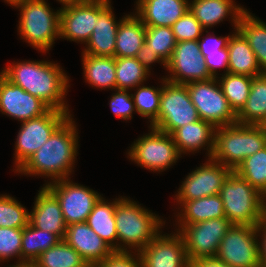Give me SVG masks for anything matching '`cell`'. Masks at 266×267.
Returning <instances> with one entry per match:
<instances>
[{"label":"cell","mask_w":266,"mask_h":267,"mask_svg":"<svg viewBox=\"0 0 266 267\" xmlns=\"http://www.w3.org/2000/svg\"><path fill=\"white\" fill-rule=\"evenodd\" d=\"M70 115L50 138L17 171L24 175H40L51 182L70 178L78 153V131ZM53 180V181H52Z\"/></svg>","instance_id":"6da1fadb"},{"label":"cell","mask_w":266,"mask_h":267,"mask_svg":"<svg viewBox=\"0 0 266 267\" xmlns=\"http://www.w3.org/2000/svg\"><path fill=\"white\" fill-rule=\"evenodd\" d=\"M64 70L49 61L14 62L1 73L13 84L40 98L50 108L70 113L64 97L67 96L69 78Z\"/></svg>","instance_id":"7a4b0ae2"},{"label":"cell","mask_w":266,"mask_h":267,"mask_svg":"<svg viewBox=\"0 0 266 267\" xmlns=\"http://www.w3.org/2000/svg\"><path fill=\"white\" fill-rule=\"evenodd\" d=\"M163 224L165 221L161 217L124 196L115 209L117 251L139 252L162 232Z\"/></svg>","instance_id":"3957f363"},{"label":"cell","mask_w":266,"mask_h":267,"mask_svg":"<svg viewBox=\"0 0 266 267\" xmlns=\"http://www.w3.org/2000/svg\"><path fill=\"white\" fill-rule=\"evenodd\" d=\"M265 146L266 129L262 125H226L215 130L211 159L234 171L245 158Z\"/></svg>","instance_id":"277c9868"},{"label":"cell","mask_w":266,"mask_h":267,"mask_svg":"<svg viewBox=\"0 0 266 267\" xmlns=\"http://www.w3.org/2000/svg\"><path fill=\"white\" fill-rule=\"evenodd\" d=\"M219 195L232 225L258 226L266 213V197L234 171L223 181Z\"/></svg>","instance_id":"5b68a950"},{"label":"cell","mask_w":266,"mask_h":267,"mask_svg":"<svg viewBox=\"0 0 266 267\" xmlns=\"http://www.w3.org/2000/svg\"><path fill=\"white\" fill-rule=\"evenodd\" d=\"M20 8L19 35L33 48L43 53L60 38V9L56 12L45 0H25Z\"/></svg>","instance_id":"8992f818"},{"label":"cell","mask_w":266,"mask_h":267,"mask_svg":"<svg viewBox=\"0 0 266 267\" xmlns=\"http://www.w3.org/2000/svg\"><path fill=\"white\" fill-rule=\"evenodd\" d=\"M162 81L158 121L152 128L172 134L176 129L198 121L200 117L186 84L173 83L165 78Z\"/></svg>","instance_id":"52a82bcc"},{"label":"cell","mask_w":266,"mask_h":267,"mask_svg":"<svg viewBox=\"0 0 266 267\" xmlns=\"http://www.w3.org/2000/svg\"><path fill=\"white\" fill-rule=\"evenodd\" d=\"M186 86L201 120L215 128L237 123V114L224 96L218 78L193 81Z\"/></svg>","instance_id":"ba28073f"},{"label":"cell","mask_w":266,"mask_h":267,"mask_svg":"<svg viewBox=\"0 0 266 267\" xmlns=\"http://www.w3.org/2000/svg\"><path fill=\"white\" fill-rule=\"evenodd\" d=\"M150 133L139 137L128 149V158L151 172H162L182 157L171 134L150 127Z\"/></svg>","instance_id":"9c48e42d"},{"label":"cell","mask_w":266,"mask_h":267,"mask_svg":"<svg viewBox=\"0 0 266 267\" xmlns=\"http://www.w3.org/2000/svg\"><path fill=\"white\" fill-rule=\"evenodd\" d=\"M70 115L71 113L50 108L39 117L21 122V129L15 142L16 172Z\"/></svg>","instance_id":"30bf717a"},{"label":"cell","mask_w":266,"mask_h":267,"mask_svg":"<svg viewBox=\"0 0 266 267\" xmlns=\"http://www.w3.org/2000/svg\"><path fill=\"white\" fill-rule=\"evenodd\" d=\"M257 226L232 225L222 238L216 256L231 267H261Z\"/></svg>","instance_id":"8fae6325"},{"label":"cell","mask_w":266,"mask_h":267,"mask_svg":"<svg viewBox=\"0 0 266 267\" xmlns=\"http://www.w3.org/2000/svg\"><path fill=\"white\" fill-rule=\"evenodd\" d=\"M232 226L226 217L179 225L176 229L184 241L190 262L204 256H216L222 238Z\"/></svg>","instance_id":"7c38bea8"},{"label":"cell","mask_w":266,"mask_h":267,"mask_svg":"<svg viewBox=\"0 0 266 267\" xmlns=\"http://www.w3.org/2000/svg\"><path fill=\"white\" fill-rule=\"evenodd\" d=\"M69 179L46 183L44 186L57 198L66 225L86 222L101 195Z\"/></svg>","instance_id":"4fadbf2b"},{"label":"cell","mask_w":266,"mask_h":267,"mask_svg":"<svg viewBox=\"0 0 266 267\" xmlns=\"http://www.w3.org/2000/svg\"><path fill=\"white\" fill-rule=\"evenodd\" d=\"M166 70H169L170 75L165 79L177 84L206 81L213 78L200 53L198 40L177 42L172 57L166 65Z\"/></svg>","instance_id":"5bb4252c"},{"label":"cell","mask_w":266,"mask_h":267,"mask_svg":"<svg viewBox=\"0 0 266 267\" xmlns=\"http://www.w3.org/2000/svg\"><path fill=\"white\" fill-rule=\"evenodd\" d=\"M60 8V38L86 44L98 20V0H77Z\"/></svg>","instance_id":"9a60e30c"},{"label":"cell","mask_w":266,"mask_h":267,"mask_svg":"<svg viewBox=\"0 0 266 267\" xmlns=\"http://www.w3.org/2000/svg\"><path fill=\"white\" fill-rule=\"evenodd\" d=\"M231 172L229 167L208 158L207 162L186 176L175 195L176 201H191L219 194L223 181Z\"/></svg>","instance_id":"2e32d148"},{"label":"cell","mask_w":266,"mask_h":267,"mask_svg":"<svg viewBox=\"0 0 266 267\" xmlns=\"http://www.w3.org/2000/svg\"><path fill=\"white\" fill-rule=\"evenodd\" d=\"M173 233L160 232L139 251L142 267H191L183 238L178 232Z\"/></svg>","instance_id":"e0dca14e"},{"label":"cell","mask_w":266,"mask_h":267,"mask_svg":"<svg viewBox=\"0 0 266 267\" xmlns=\"http://www.w3.org/2000/svg\"><path fill=\"white\" fill-rule=\"evenodd\" d=\"M50 107L40 98L10 82L0 72V112L24 122L45 114Z\"/></svg>","instance_id":"ac0fdd59"},{"label":"cell","mask_w":266,"mask_h":267,"mask_svg":"<svg viewBox=\"0 0 266 267\" xmlns=\"http://www.w3.org/2000/svg\"><path fill=\"white\" fill-rule=\"evenodd\" d=\"M111 2L98 0V20L82 54L115 57L116 34L120 21L115 20Z\"/></svg>","instance_id":"d6986e66"},{"label":"cell","mask_w":266,"mask_h":267,"mask_svg":"<svg viewBox=\"0 0 266 267\" xmlns=\"http://www.w3.org/2000/svg\"><path fill=\"white\" fill-rule=\"evenodd\" d=\"M64 240L83 257L90 267H96L114 251L89 227L87 222L67 225Z\"/></svg>","instance_id":"ffe728a7"},{"label":"cell","mask_w":266,"mask_h":267,"mask_svg":"<svg viewBox=\"0 0 266 267\" xmlns=\"http://www.w3.org/2000/svg\"><path fill=\"white\" fill-rule=\"evenodd\" d=\"M38 192L34 207L29 212V223L37 229L54 233L64 240L67 225L57 198L45 186Z\"/></svg>","instance_id":"44dd1931"},{"label":"cell","mask_w":266,"mask_h":267,"mask_svg":"<svg viewBox=\"0 0 266 267\" xmlns=\"http://www.w3.org/2000/svg\"><path fill=\"white\" fill-rule=\"evenodd\" d=\"M136 10L145 26L171 27L189 10V0H137Z\"/></svg>","instance_id":"7402d4cb"},{"label":"cell","mask_w":266,"mask_h":267,"mask_svg":"<svg viewBox=\"0 0 266 267\" xmlns=\"http://www.w3.org/2000/svg\"><path fill=\"white\" fill-rule=\"evenodd\" d=\"M234 3L233 0H193L189 1V10L205 31L228 18L230 14L234 29L237 30L239 20L247 9Z\"/></svg>","instance_id":"603a6c76"},{"label":"cell","mask_w":266,"mask_h":267,"mask_svg":"<svg viewBox=\"0 0 266 267\" xmlns=\"http://www.w3.org/2000/svg\"><path fill=\"white\" fill-rule=\"evenodd\" d=\"M215 130L212 124L199 119L176 129L171 136L180 155L187 154V152L194 153L207 146V156L211 158L214 150Z\"/></svg>","instance_id":"cb8c5ba5"},{"label":"cell","mask_w":266,"mask_h":267,"mask_svg":"<svg viewBox=\"0 0 266 267\" xmlns=\"http://www.w3.org/2000/svg\"><path fill=\"white\" fill-rule=\"evenodd\" d=\"M228 41L229 73L257 77L263 74L257 58L244 36L234 30Z\"/></svg>","instance_id":"d4e9b609"},{"label":"cell","mask_w":266,"mask_h":267,"mask_svg":"<svg viewBox=\"0 0 266 267\" xmlns=\"http://www.w3.org/2000/svg\"><path fill=\"white\" fill-rule=\"evenodd\" d=\"M146 26L133 13L120 19L116 34L115 58L136 57L145 43Z\"/></svg>","instance_id":"484cf974"},{"label":"cell","mask_w":266,"mask_h":267,"mask_svg":"<svg viewBox=\"0 0 266 267\" xmlns=\"http://www.w3.org/2000/svg\"><path fill=\"white\" fill-rule=\"evenodd\" d=\"M182 208L177 215L179 225L225 217L223 201L219 194L191 201H177ZM179 218V219H178Z\"/></svg>","instance_id":"4316f807"},{"label":"cell","mask_w":266,"mask_h":267,"mask_svg":"<svg viewBox=\"0 0 266 267\" xmlns=\"http://www.w3.org/2000/svg\"><path fill=\"white\" fill-rule=\"evenodd\" d=\"M123 197L116 198L113 202H108L102 196L95 203L92 212L87 218L89 227L106 241L114 251H117V232L115 226L116 204ZM116 240V241H115Z\"/></svg>","instance_id":"83f0119b"},{"label":"cell","mask_w":266,"mask_h":267,"mask_svg":"<svg viewBox=\"0 0 266 267\" xmlns=\"http://www.w3.org/2000/svg\"><path fill=\"white\" fill-rule=\"evenodd\" d=\"M266 121V73L253 77L245 105L237 113V123L262 125Z\"/></svg>","instance_id":"f1b7e54d"},{"label":"cell","mask_w":266,"mask_h":267,"mask_svg":"<svg viewBox=\"0 0 266 267\" xmlns=\"http://www.w3.org/2000/svg\"><path fill=\"white\" fill-rule=\"evenodd\" d=\"M86 82L92 87L116 90L115 57L82 54Z\"/></svg>","instance_id":"f546056e"},{"label":"cell","mask_w":266,"mask_h":267,"mask_svg":"<svg viewBox=\"0 0 266 267\" xmlns=\"http://www.w3.org/2000/svg\"><path fill=\"white\" fill-rule=\"evenodd\" d=\"M237 30L250 45L263 73H266V23L246 10L239 20Z\"/></svg>","instance_id":"4dcf8cb0"},{"label":"cell","mask_w":266,"mask_h":267,"mask_svg":"<svg viewBox=\"0 0 266 267\" xmlns=\"http://www.w3.org/2000/svg\"><path fill=\"white\" fill-rule=\"evenodd\" d=\"M61 240L58 235L37 229L29 223L23 228L21 262H34L41 253L52 248Z\"/></svg>","instance_id":"1f68e13d"},{"label":"cell","mask_w":266,"mask_h":267,"mask_svg":"<svg viewBox=\"0 0 266 267\" xmlns=\"http://www.w3.org/2000/svg\"><path fill=\"white\" fill-rule=\"evenodd\" d=\"M34 262L37 267H90L65 240L41 253Z\"/></svg>","instance_id":"d6a6232c"},{"label":"cell","mask_w":266,"mask_h":267,"mask_svg":"<svg viewBox=\"0 0 266 267\" xmlns=\"http://www.w3.org/2000/svg\"><path fill=\"white\" fill-rule=\"evenodd\" d=\"M253 77L239 74H223L218 79L224 96L227 98L230 107L237 114L245 105Z\"/></svg>","instance_id":"836d02e7"},{"label":"cell","mask_w":266,"mask_h":267,"mask_svg":"<svg viewBox=\"0 0 266 267\" xmlns=\"http://www.w3.org/2000/svg\"><path fill=\"white\" fill-rule=\"evenodd\" d=\"M116 89L130 90L142 85L150 76L147 69L135 58H115Z\"/></svg>","instance_id":"e575fe53"},{"label":"cell","mask_w":266,"mask_h":267,"mask_svg":"<svg viewBox=\"0 0 266 267\" xmlns=\"http://www.w3.org/2000/svg\"><path fill=\"white\" fill-rule=\"evenodd\" d=\"M234 172L266 197V146L245 158Z\"/></svg>","instance_id":"d590c367"},{"label":"cell","mask_w":266,"mask_h":267,"mask_svg":"<svg viewBox=\"0 0 266 267\" xmlns=\"http://www.w3.org/2000/svg\"><path fill=\"white\" fill-rule=\"evenodd\" d=\"M160 88L138 85L136 92L132 94L136 112L144 118L150 119V127H153L158 121L159 106L163 82Z\"/></svg>","instance_id":"8d00e7d4"},{"label":"cell","mask_w":266,"mask_h":267,"mask_svg":"<svg viewBox=\"0 0 266 267\" xmlns=\"http://www.w3.org/2000/svg\"><path fill=\"white\" fill-rule=\"evenodd\" d=\"M145 44L167 64L177 41L171 27L146 26Z\"/></svg>","instance_id":"74e56055"},{"label":"cell","mask_w":266,"mask_h":267,"mask_svg":"<svg viewBox=\"0 0 266 267\" xmlns=\"http://www.w3.org/2000/svg\"><path fill=\"white\" fill-rule=\"evenodd\" d=\"M28 224V210L14 197L0 195V227L24 228Z\"/></svg>","instance_id":"f35d334b"},{"label":"cell","mask_w":266,"mask_h":267,"mask_svg":"<svg viewBox=\"0 0 266 267\" xmlns=\"http://www.w3.org/2000/svg\"><path fill=\"white\" fill-rule=\"evenodd\" d=\"M23 228L0 227V262L18 258L21 262Z\"/></svg>","instance_id":"ab89813d"},{"label":"cell","mask_w":266,"mask_h":267,"mask_svg":"<svg viewBox=\"0 0 266 267\" xmlns=\"http://www.w3.org/2000/svg\"><path fill=\"white\" fill-rule=\"evenodd\" d=\"M171 28L177 42L198 40L200 37H203L202 35L205 30L190 10H187Z\"/></svg>","instance_id":"60d3db41"},{"label":"cell","mask_w":266,"mask_h":267,"mask_svg":"<svg viewBox=\"0 0 266 267\" xmlns=\"http://www.w3.org/2000/svg\"><path fill=\"white\" fill-rule=\"evenodd\" d=\"M110 98V108L114 115L122 120L132 119V114L135 109L132 94L128 90H115Z\"/></svg>","instance_id":"b9f144b4"},{"label":"cell","mask_w":266,"mask_h":267,"mask_svg":"<svg viewBox=\"0 0 266 267\" xmlns=\"http://www.w3.org/2000/svg\"><path fill=\"white\" fill-rule=\"evenodd\" d=\"M96 267H142V262L138 251H113Z\"/></svg>","instance_id":"7bdbcfd3"},{"label":"cell","mask_w":266,"mask_h":267,"mask_svg":"<svg viewBox=\"0 0 266 267\" xmlns=\"http://www.w3.org/2000/svg\"><path fill=\"white\" fill-rule=\"evenodd\" d=\"M228 59L229 54L227 47L221 49L219 52L207 53V56H204L207 69L213 78H220L217 76V69H220L221 67L226 70L224 74L229 73Z\"/></svg>","instance_id":"ee69618b"},{"label":"cell","mask_w":266,"mask_h":267,"mask_svg":"<svg viewBox=\"0 0 266 267\" xmlns=\"http://www.w3.org/2000/svg\"><path fill=\"white\" fill-rule=\"evenodd\" d=\"M206 33H208L207 37L202 38V40L201 37L198 39L200 53L203 57L207 56V53L219 52L227 47L231 35L216 37L214 34H209L208 30H206Z\"/></svg>","instance_id":"f6af8a7d"},{"label":"cell","mask_w":266,"mask_h":267,"mask_svg":"<svg viewBox=\"0 0 266 267\" xmlns=\"http://www.w3.org/2000/svg\"><path fill=\"white\" fill-rule=\"evenodd\" d=\"M146 69L149 73L150 72V65L153 63H159L166 68V63L155 53L153 52L148 45L145 43L142 45L141 49L137 52V55L135 57Z\"/></svg>","instance_id":"bcb514c9"},{"label":"cell","mask_w":266,"mask_h":267,"mask_svg":"<svg viewBox=\"0 0 266 267\" xmlns=\"http://www.w3.org/2000/svg\"><path fill=\"white\" fill-rule=\"evenodd\" d=\"M257 231H258L259 237H261L260 239L261 240L260 241V265L261 267H266V213L264 214L262 220L257 226Z\"/></svg>","instance_id":"7dc6e473"},{"label":"cell","mask_w":266,"mask_h":267,"mask_svg":"<svg viewBox=\"0 0 266 267\" xmlns=\"http://www.w3.org/2000/svg\"><path fill=\"white\" fill-rule=\"evenodd\" d=\"M191 267H231L217 256H204L191 262Z\"/></svg>","instance_id":"c3c4849f"},{"label":"cell","mask_w":266,"mask_h":267,"mask_svg":"<svg viewBox=\"0 0 266 267\" xmlns=\"http://www.w3.org/2000/svg\"><path fill=\"white\" fill-rule=\"evenodd\" d=\"M9 267H37L35 262H16V265H10Z\"/></svg>","instance_id":"681fc988"},{"label":"cell","mask_w":266,"mask_h":267,"mask_svg":"<svg viewBox=\"0 0 266 267\" xmlns=\"http://www.w3.org/2000/svg\"><path fill=\"white\" fill-rule=\"evenodd\" d=\"M6 3H8L11 6H17L18 4L24 2L25 0H4Z\"/></svg>","instance_id":"f907efd6"},{"label":"cell","mask_w":266,"mask_h":267,"mask_svg":"<svg viewBox=\"0 0 266 267\" xmlns=\"http://www.w3.org/2000/svg\"><path fill=\"white\" fill-rule=\"evenodd\" d=\"M60 3L64 4V3H68V2H74L77 0H58Z\"/></svg>","instance_id":"816d5d0a"},{"label":"cell","mask_w":266,"mask_h":267,"mask_svg":"<svg viewBox=\"0 0 266 267\" xmlns=\"http://www.w3.org/2000/svg\"><path fill=\"white\" fill-rule=\"evenodd\" d=\"M262 126L266 129V121L262 124Z\"/></svg>","instance_id":"f5cc1de1"}]
</instances>
